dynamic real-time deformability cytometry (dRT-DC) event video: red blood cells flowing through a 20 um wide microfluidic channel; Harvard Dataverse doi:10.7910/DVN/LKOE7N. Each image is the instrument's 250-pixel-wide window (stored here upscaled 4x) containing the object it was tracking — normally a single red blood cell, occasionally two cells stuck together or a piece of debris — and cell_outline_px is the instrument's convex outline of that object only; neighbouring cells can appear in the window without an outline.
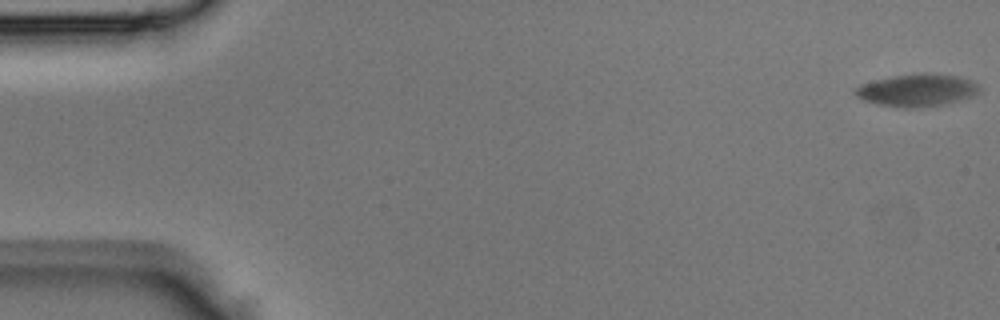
{"species": "Egyptian fruit bat (a non-hibernating species)", "species_latin": "Rousettus aegyptiacus", "temperature_condition": "room temperature", "stored_images_in_passage": 5, "camera_frame_rate_fps": 3000, "um_per_image_px": 0.085, "animal": {"sex": "male"}, "frame": {"image": 1, "passage_image": 1, "time_ms": 0.0, "image_size_px": [1000, 320], "cell_outline_px": [[980, 92], [972, 96], [960, 100], [944, 104], [916, 108], [904, 108], [876, 104], [864, 100], [856, 96], [852, 92], [860, 84], [876, 80], [896, 76], [932, 72], [960, 76], [972, 80], [980, 88]], "centroid_in_image_um": [77.97, 7.67], "position_along_channel_um": 7.0, "area_um2": 23.52}}
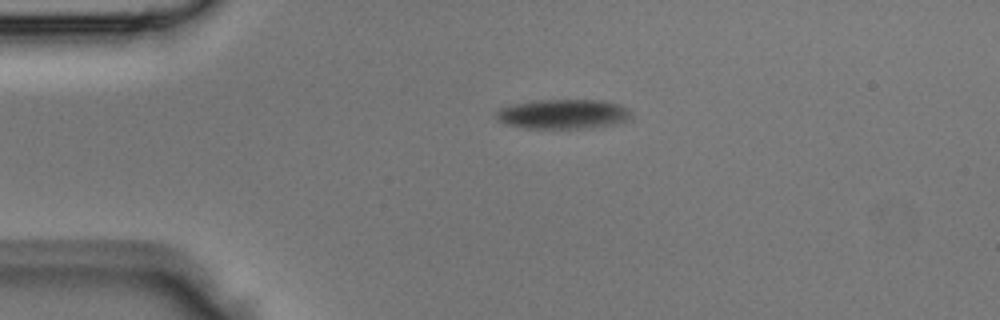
{"frame": {"image": 2, "passage_image": 4, "time_ms": 1.0, "image_size_px": [1000, 320], "cell_outline_px": [[632, 116], [616, 124], [584, 128], [524, 128], [504, 124], [496, 120], [496, 112], [500, 108], [512, 104], [536, 100], [600, 100], [620, 104], [628, 108], [632, 112]], "centroid_in_image_um": [47.84, 9.69], "position_along_channel_um": 37.2, "area_um2": 23.41}}